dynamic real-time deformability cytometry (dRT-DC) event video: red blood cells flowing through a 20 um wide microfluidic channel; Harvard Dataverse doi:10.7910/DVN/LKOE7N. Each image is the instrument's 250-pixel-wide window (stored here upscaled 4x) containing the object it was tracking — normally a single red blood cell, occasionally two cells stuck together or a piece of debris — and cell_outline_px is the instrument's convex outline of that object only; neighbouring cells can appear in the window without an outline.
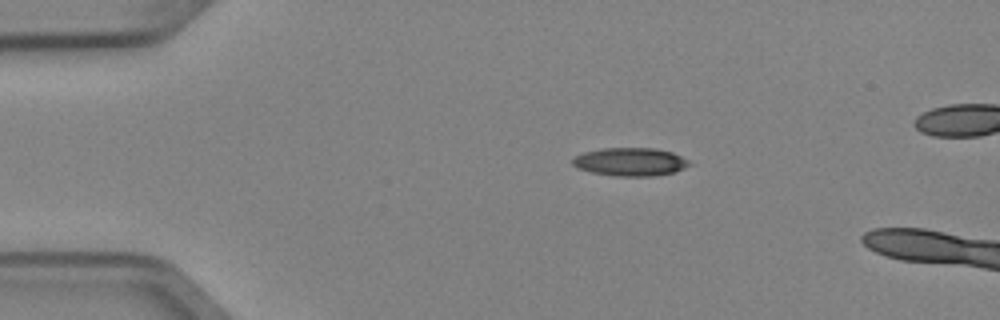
{"species": "Egyptian fruit bat (a non-hibernating species)", "species_latin": "Rousettus aegyptiacus", "temperature_condition": "cold", "stored_images_in_passage": 4, "camera_frame_rate_fps": 3000, "um_per_image_px": 0.085, "animal": {"sex": "female"}, "frame": {"image": 1, "passage_image": 2, "time_ms": 0.333, "image_size_px": [1000, 320], "cell_outline_px": [[692, 164], [676, 172], [652, 176], [616, 176], [592, 172], [580, 168], [572, 164], [572, 160], [576, 156], [584, 152], [604, 148], [656, 148], [672, 152], [688, 160]], "centroid_in_image_um": [53.61, 13.75], "position_along_channel_um": 31.4, "area_um2": 19.07}}